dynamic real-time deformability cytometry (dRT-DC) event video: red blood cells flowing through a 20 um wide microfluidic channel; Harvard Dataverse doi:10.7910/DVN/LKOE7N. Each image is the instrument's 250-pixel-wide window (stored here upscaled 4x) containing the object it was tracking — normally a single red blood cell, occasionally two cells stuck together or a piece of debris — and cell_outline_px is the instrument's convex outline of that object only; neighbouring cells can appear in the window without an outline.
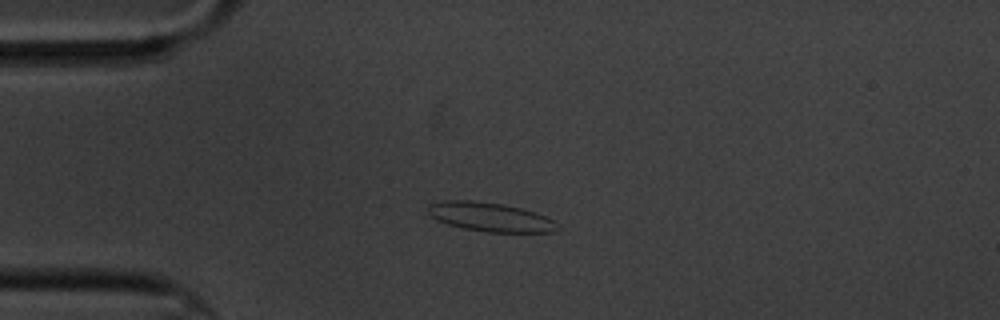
{"species": "common noctule bat (a hibernating species)", "species_latin": "Nyctalus noctula", "temperature_condition": "cold", "stored_images_in_passage": 6, "camera_frame_rate_fps": 3000, "um_per_image_px": 0.085, "animal": {"sex": "male", "body_mass_g": 20.1, "forearm_length_mm": 53.5}, "frame": {"image": 1, "passage_image": 3, "time_ms": 3.333, "image_size_px": [1000, 320], "cell_outline_px": [[556, 228], [552, 232], [488, 232], [464, 228], [448, 224], [436, 220], [428, 212], [428, 204], [444, 200], [472, 200], [504, 204], [520, 208], [544, 216], [552, 220]], "centroid_in_image_um": [41.58, 18.43], "position_along_channel_um": 43.4, "area_um2": 21.5}}
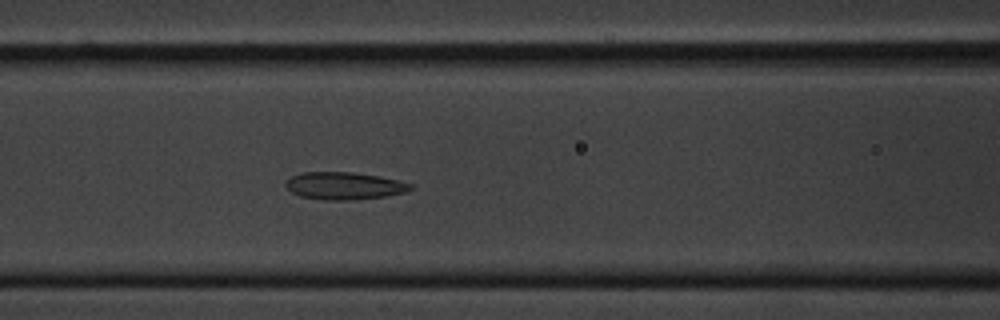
{"frame": {"image": 2, "passage_image": 6, "time_ms": 6.667, "image_size_px": [1000, 320], "cell_outline_px": [[412, 188], [404, 192], [384, 196], [348, 200], [324, 200], [300, 196], [292, 192], [284, 184], [292, 176], [300, 172], [352, 172], [380, 176], [412, 184]], "centroid_in_image_um": [29.22, 15.78], "position_along_channel_um": 137.4, "area_um2": 19.71}}